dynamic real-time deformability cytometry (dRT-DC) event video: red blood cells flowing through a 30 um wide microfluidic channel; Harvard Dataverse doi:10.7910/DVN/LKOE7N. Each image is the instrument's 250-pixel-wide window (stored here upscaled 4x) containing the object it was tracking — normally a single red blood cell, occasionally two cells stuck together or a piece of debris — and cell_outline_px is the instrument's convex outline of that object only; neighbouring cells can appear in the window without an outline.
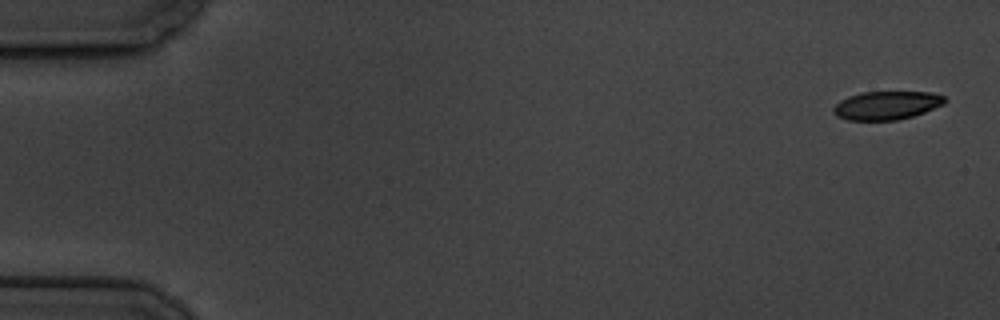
{"species": "common noctule bat (a hibernating species)", "species_latin": "Nyctalus noctula", "temperature_condition": "cold", "stored_images_in_passage": 2, "camera_frame_rate_fps": 3000, "um_per_image_px": 0.085, "animal": {"sex": "male", "body_mass_g": 19.5, "forearm_length_mm": 54.6}, "frame": {"image": 1, "passage_image": 1, "time_ms": 0.0, "image_size_px": [1000, 320], "cell_outline_px": [[948, 100], [944, 104], [924, 112], [912, 116], [896, 120], [848, 120], [836, 116], [832, 112], [832, 108], [840, 100], [848, 96], [860, 92], [932, 92], [944, 96]], "centroid_in_image_um": [75.35, 8.95], "position_along_channel_um": 9.7, "area_um2": 18.55}}